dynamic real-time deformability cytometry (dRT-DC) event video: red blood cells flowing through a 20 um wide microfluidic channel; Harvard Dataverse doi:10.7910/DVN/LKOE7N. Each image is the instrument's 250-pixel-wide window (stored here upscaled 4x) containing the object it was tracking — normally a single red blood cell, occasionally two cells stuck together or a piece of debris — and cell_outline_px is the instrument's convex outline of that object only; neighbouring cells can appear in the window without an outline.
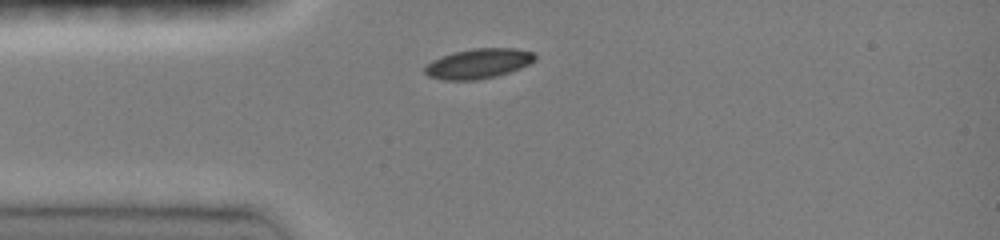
{"species": "common noctule bat (a hibernating species)", "species_latin": "Nyctalus noctula", "temperature_condition": "room temperature", "stored_images_in_passage": 31, "camera_frame_rate_fps": 3000, "um_per_image_px": 0.085, "animal": {"sex": "female", "body_mass_g": 19.0, "forearm_length_mm": 51.5}, "frame": {"image": 1, "passage_image": 1, "time_ms": 0.0, "image_size_px": [1000, 240], "cell_outline_px": [[536, 60], [520, 68], [496, 76], [476, 80], [444, 80], [428, 76], [424, 72], [424, 68], [432, 60], [440, 56], [452, 52], [476, 48], [516, 48], [532, 52], [536, 56]], "centroid_in_image_um": [40.64, 5.4], "position_along_channel_um": 44.4, "area_um2": 19.19}}
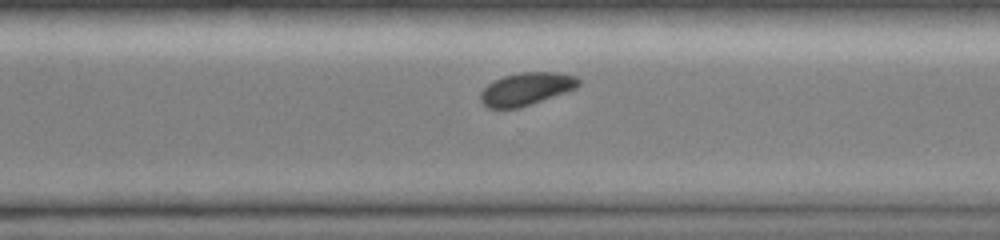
{"frame": {"image": 2, "passage_image": 23, "time_ms": 7.333, "image_size_px": [1000, 240], "cell_outline_px": [[580, 84], [564, 92], [520, 108], [488, 108], [480, 100], [480, 92], [488, 84], [504, 76], [520, 72], [560, 72], [576, 76], [580, 80]], "centroid_in_image_um": [44.71, 7.55], "position_along_channel_um": 325.9, "area_um2": 18.44}}
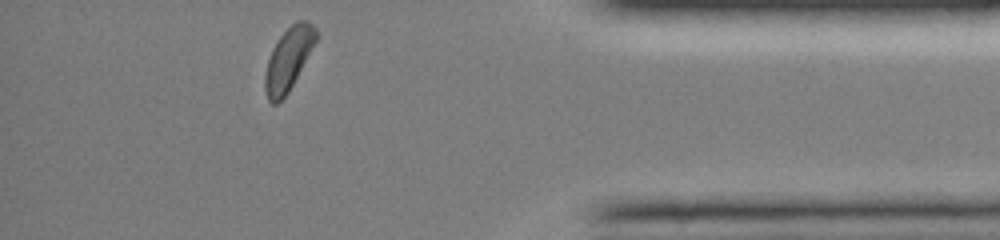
{"frame": {"image": 3, "passage_image": 31, "time_ms": 10.0, "image_size_px": [1000, 240], "cell_outline_px": [[316, 40], [288, 92], [276, 104], [272, 104], [268, 100], [264, 88], [264, 76], [268, 60], [272, 48], [280, 36], [296, 20], [308, 20], [316, 28]], "centroid_in_image_um": [24.49, 5.01], "position_along_channel_um": 410.7, "area_um2": 18.21}, "authors_computed_cell_mechanics": {"area_um2": 19.363, "velocity_mm_per_s": 4.0018, "shape_relaxation_time_tau1_ms": 1.9614, "shape_relaxation_time_tau2_ms": null, "deformation_change_tau1": 0.0869, "deformation_change_tau2": null}}